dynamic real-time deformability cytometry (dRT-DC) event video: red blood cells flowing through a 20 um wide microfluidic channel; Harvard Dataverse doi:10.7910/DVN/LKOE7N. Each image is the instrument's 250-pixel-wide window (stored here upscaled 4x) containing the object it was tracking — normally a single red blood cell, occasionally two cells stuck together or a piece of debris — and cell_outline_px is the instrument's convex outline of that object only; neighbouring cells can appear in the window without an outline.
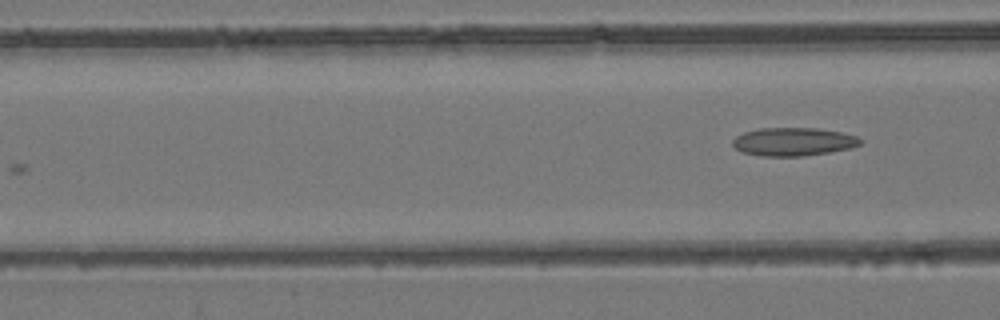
{"species": "common noctule bat (a hibernating species)", "species_latin": "Nyctalus noctula", "temperature_condition": "room temperature", "stored_images_in_passage": 9, "camera_frame_rate_fps": 3000, "um_per_image_px": 0.085, "animal": {"sex": "female", "body_mass_g": 24.6, "forearm_length_mm": 56.2}, "frame": {"image": 1, "passage_image": 9, "time_ms": 2.667, "image_size_px": [1000, 320], "cell_outline_px": [[864, 140], [860, 144], [852, 148], [804, 156], [760, 156], [740, 152], [732, 144], [732, 140], [736, 136], [744, 132], [760, 128], [820, 128], [844, 132], [856, 136]], "centroid_in_image_um": [67.45, 12.04], "position_along_channel_um": 99.1, "area_um2": 21.27}}